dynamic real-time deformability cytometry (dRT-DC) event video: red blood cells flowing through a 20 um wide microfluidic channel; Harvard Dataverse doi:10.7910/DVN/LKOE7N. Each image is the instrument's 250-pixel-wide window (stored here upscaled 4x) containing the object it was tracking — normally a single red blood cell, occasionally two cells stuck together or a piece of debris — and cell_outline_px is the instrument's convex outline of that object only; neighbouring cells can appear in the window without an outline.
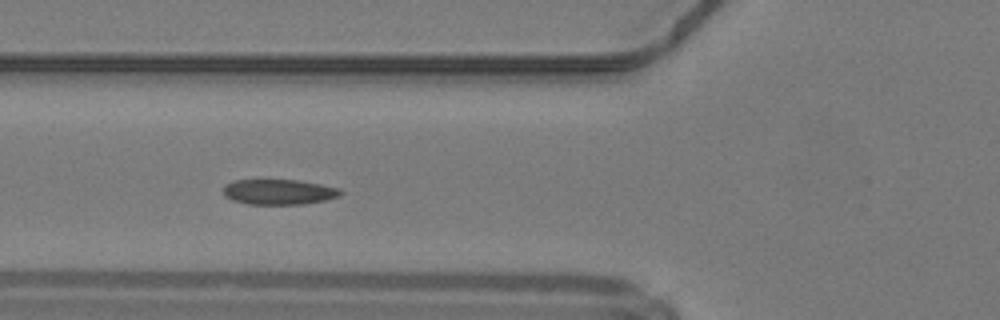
{"species": "common noctule bat (a hibernating species)", "species_latin": "Nyctalus noctula", "temperature_condition": "warm", "stored_images_in_passage": 35, "camera_frame_rate_fps": 3000, "um_per_image_px": 0.085, "animal": {"sex": "male", "body_mass_g": 19.2, "forearm_length_mm": 51.8}, "frame": {"image": 1, "passage_image": 11, "time_ms": 3.333, "image_size_px": [1000, 320], "cell_outline_px": [[344, 192], [340, 196], [324, 200], [304, 204], [248, 204], [232, 200], [224, 196], [224, 184], [236, 180], [300, 180], [340, 188]], "centroid_in_image_um": [23.72, 16.31], "position_along_channel_um": 102.1, "area_um2": 17.34}, "authors_computed_cell_mechanics": {"area_um2": 17.7446, "velocity_mm_per_s": 4.2082, "shape_relaxation_time_tau1_ms": 2.302, "shape_relaxation_time_tau2_ms": 1.8484, "deformation_change_tau1": 0.0979, "deformation_change_tau2": 0.087}}